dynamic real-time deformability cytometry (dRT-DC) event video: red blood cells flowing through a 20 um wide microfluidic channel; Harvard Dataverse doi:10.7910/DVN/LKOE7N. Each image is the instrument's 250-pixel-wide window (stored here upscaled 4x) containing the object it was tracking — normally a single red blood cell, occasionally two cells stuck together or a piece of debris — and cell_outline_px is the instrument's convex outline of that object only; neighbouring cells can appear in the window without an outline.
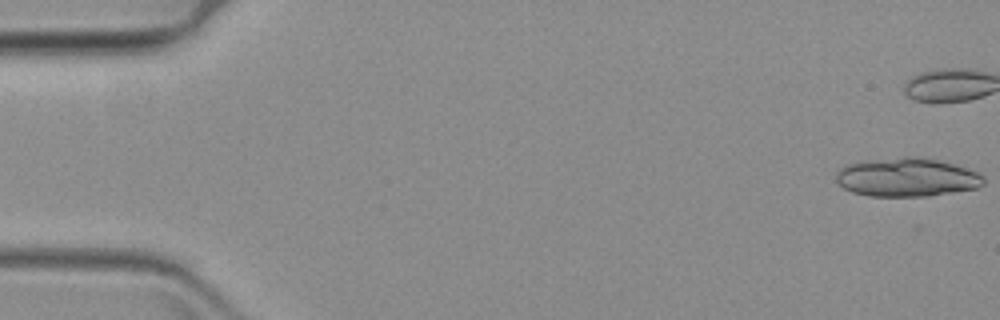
{"species": "common noctule bat (a hibernating species)", "species_latin": "Nyctalus noctula", "temperature_condition": "warm", "stored_images_in_passage": 13, "camera_frame_rate_fps": 3000, "um_per_image_px": 0.085, "animal": {"sex": "female", "body_mass_g": 19.3, "forearm_length_mm": 54.1}, "frame": {"image": 1, "passage_image": 1, "time_ms": 0.0, "image_size_px": [1000, 320], "cell_outline_px": [[984, 184], [976, 188], [928, 196], [868, 196], [852, 192], [844, 188], [836, 180], [836, 172], [844, 164], [860, 160], [904, 156], [916, 156], [940, 160], [956, 164], [968, 168], [984, 176]], "centroid_in_image_um": [77.05, 15.05], "position_along_channel_um": 7.9, "area_um2": 33.76}}